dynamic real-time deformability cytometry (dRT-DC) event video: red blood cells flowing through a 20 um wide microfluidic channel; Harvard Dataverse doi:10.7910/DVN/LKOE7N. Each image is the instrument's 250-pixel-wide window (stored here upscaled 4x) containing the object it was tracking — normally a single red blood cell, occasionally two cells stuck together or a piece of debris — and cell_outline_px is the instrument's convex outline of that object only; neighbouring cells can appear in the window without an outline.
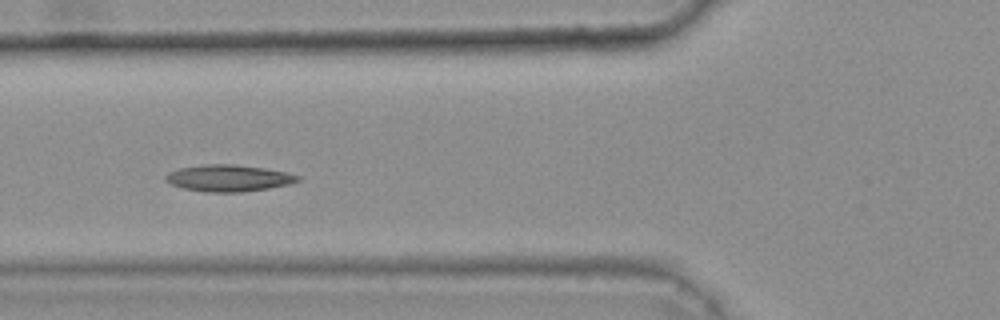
{"species": "common noctule bat (a hibernating species)", "species_latin": "Nyctalus noctula", "temperature_condition": "warm", "stored_images_in_passage": 44, "camera_frame_rate_fps": 3000, "um_per_image_px": 0.085, "animal": {"sex": "female", "body_mass_g": 25.1}, "frame": {"image": 1, "passage_image": 19, "time_ms": 6.0, "image_size_px": [1000, 320], "cell_outline_px": [[300, 180], [288, 184], [268, 188], [240, 192], [204, 192], [184, 188], [172, 184], [164, 180], [164, 176], [168, 172], [180, 168], [204, 164], [236, 164], [264, 168], [288, 172], [300, 176]], "centroid_in_image_um": [19.41, 15.13], "position_along_channel_um": 106.4, "area_um2": 20.52}, "authors_computed_cell_mechanics": {"area_um2": 19.5364, "velocity_mm_per_s": 3.7849, "shape_relaxation_time_tau1_ms": null, "shape_relaxation_time_tau2_ms": 5.0766, "deformation_change_tau1": null, "deformation_change_tau2": 0.1056}}